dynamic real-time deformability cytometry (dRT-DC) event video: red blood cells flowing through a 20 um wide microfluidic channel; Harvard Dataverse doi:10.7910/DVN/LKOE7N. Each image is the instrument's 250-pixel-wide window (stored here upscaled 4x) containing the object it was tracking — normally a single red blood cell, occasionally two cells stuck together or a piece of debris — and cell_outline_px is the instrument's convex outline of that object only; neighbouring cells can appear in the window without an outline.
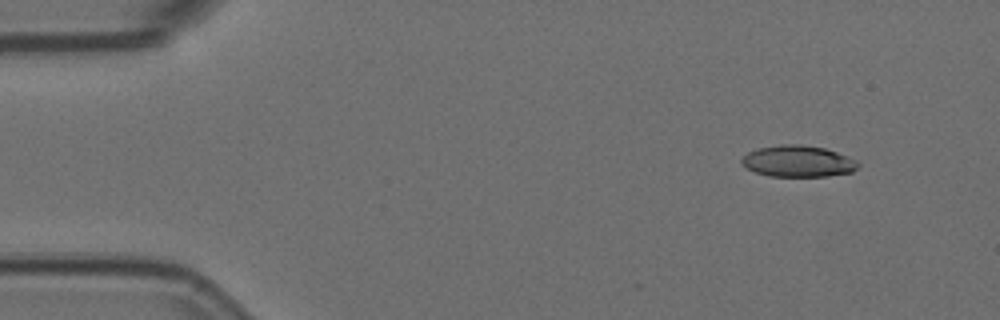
{"species": "Egyptian fruit bat (a non-hibernating species)", "species_latin": "Rousettus aegyptiacus", "temperature_condition": "room temperature", "stored_images_in_passage": 6, "camera_frame_rate_fps": 3000, "um_per_image_px": 0.085, "animal": {"sex": "female"}, "frame": {"image": 1, "passage_image": 2, "time_ms": 0.333, "image_size_px": [1000, 320], "cell_outline_px": [[860, 164], [852, 172], [828, 176], [768, 176], [744, 168], [740, 164], [740, 160], [748, 152], [756, 148], [780, 144], [800, 144], [824, 148], [848, 156], [856, 160]], "centroid_in_image_um": [67.79, 13.7], "position_along_channel_um": 17.2, "area_um2": 21.5}}